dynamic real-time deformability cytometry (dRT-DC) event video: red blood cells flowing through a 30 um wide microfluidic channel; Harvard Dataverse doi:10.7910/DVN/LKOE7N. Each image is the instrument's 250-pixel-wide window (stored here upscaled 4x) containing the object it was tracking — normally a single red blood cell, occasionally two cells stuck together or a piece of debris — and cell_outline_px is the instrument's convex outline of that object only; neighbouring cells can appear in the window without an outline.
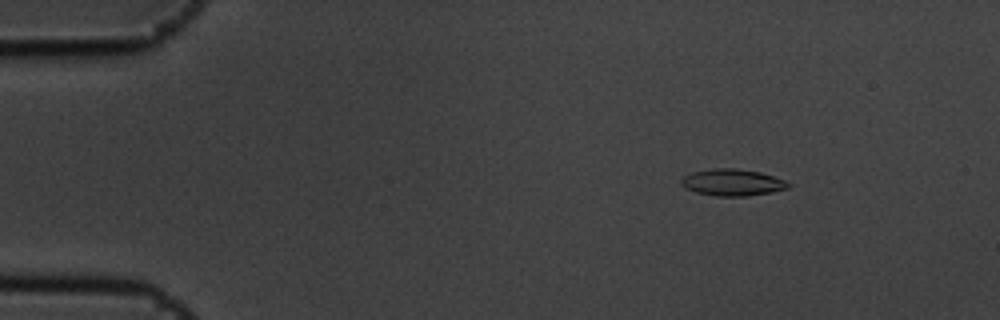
{"species": "common noctule bat (a hibernating species)", "species_latin": "Nyctalus noctula", "temperature_condition": "cold", "stored_images_in_passage": 10, "camera_frame_rate_fps": 3000, "um_per_image_px": 0.085, "animal": {"sex": "male", "body_mass_g": 19.5, "forearm_length_mm": 54.6}, "frame": {"image": 1, "passage_image": 2, "time_ms": 0.333, "image_size_px": [1000, 320], "cell_outline_px": [[792, 184], [788, 188], [772, 192], [748, 196], [716, 196], [696, 192], [684, 188], [680, 184], [680, 180], [684, 176], [692, 172], [712, 168], [736, 168], [760, 172], [784, 180]], "centroid_in_image_um": [62.23, 15.51], "position_along_channel_um": 22.8, "area_um2": 16.76}}
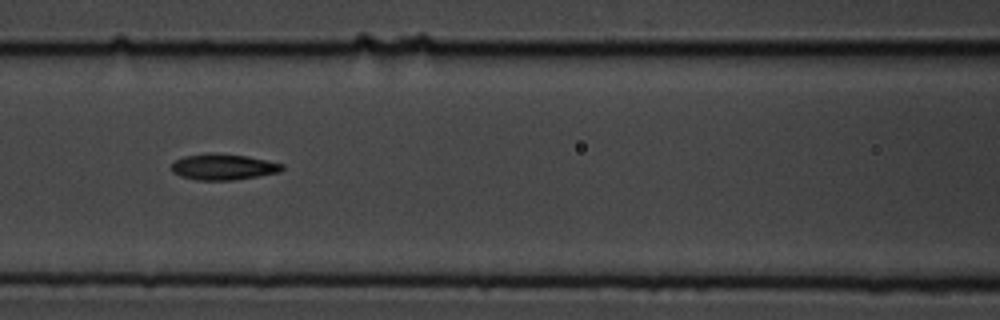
{"frame": {"image": 2, "passage_image": 7, "time_ms": 2.0, "image_size_px": [1000, 320], "cell_outline_px": [[284, 168], [280, 172], [232, 180], [196, 180], [180, 176], [172, 172], [172, 164], [176, 160], [184, 156], [208, 152], [212, 152], [248, 156], [284, 164]], "centroid_in_image_um": [18.97, 14.17], "position_along_channel_um": 147.6, "area_um2": 16.82}}
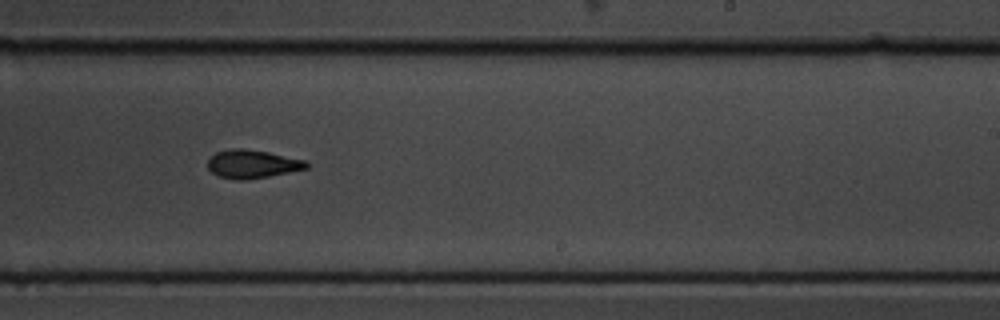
{"frame": {"image": 3, "passage_image": 10, "time_ms": 3.0, "image_size_px": [1000, 320], "cell_outline_px": [[308, 168], [248, 180], [236, 180], [220, 176], [212, 172], [208, 168], [208, 160], [216, 152], [232, 148], [244, 148], [268, 152], [304, 160], [308, 164]], "centroid_in_image_um": [21.42, 13.94], "position_along_channel_um": 267.6, "area_um2": 16.13}}